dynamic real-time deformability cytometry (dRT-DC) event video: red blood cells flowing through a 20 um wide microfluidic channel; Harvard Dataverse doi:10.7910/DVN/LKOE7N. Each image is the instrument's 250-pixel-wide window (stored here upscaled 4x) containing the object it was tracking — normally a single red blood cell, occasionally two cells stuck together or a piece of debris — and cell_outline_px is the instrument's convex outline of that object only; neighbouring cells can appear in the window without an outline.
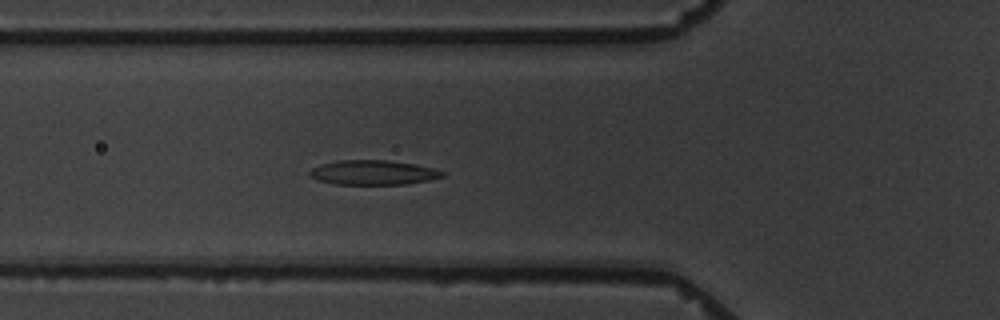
{"species": "common noctule bat (a hibernating species)", "species_latin": "Nyctalus noctula", "temperature_condition": "warm", "stored_images_in_passage": 6, "camera_frame_rate_fps": 3000, "um_per_image_px": 0.085, "animal": {"sex": "male", "body_mass_g": 19.5, "forearm_length_mm": 54.6}, "frame": {"image": 1, "passage_image": 6, "time_ms": 6.0, "image_size_px": [1000, 320], "cell_outline_px": [[444, 176], [428, 180], [404, 184], [336, 184], [316, 180], [308, 172], [312, 168], [320, 164], [340, 160], [384, 160], [416, 164], [432, 168], [444, 172]], "centroid_in_image_um": [31.69, 14.66], "position_along_channel_um": 94.1, "area_um2": 18.84}}